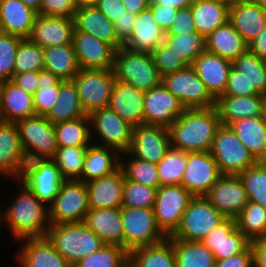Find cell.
<instances>
[{"label": "cell", "instance_id": "cell-1", "mask_svg": "<svg viewBox=\"0 0 266 267\" xmlns=\"http://www.w3.org/2000/svg\"><path fill=\"white\" fill-rule=\"evenodd\" d=\"M16 186L20 189L14 195V200L0 210V225H6L14 242L25 238L45 237L51 226L49 206L40 201L25 184Z\"/></svg>", "mask_w": 266, "mask_h": 267}, {"label": "cell", "instance_id": "cell-2", "mask_svg": "<svg viewBox=\"0 0 266 267\" xmlns=\"http://www.w3.org/2000/svg\"><path fill=\"white\" fill-rule=\"evenodd\" d=\"M220 125L216 107L186 109L168 128L171 147L185 152H209Z\"/></svg>", "mask_w": 266, "mask_h": 267}, {"label": "cell", "instance_id": "cell-3", "mask_svg": "<svg viewBox=\"0 0 266 267\" xmlns=\"http://www.w3.org/2000/svg\"><path fill=\"white\" fill-rule=\"evenodd\" d=\"M46 237L72 266L84 257L98 251L105 244L83 222L51 224Z\"/></svg>", "mask_w": 266, "mask_h": 267}, {"label": "cell", "instance_id": "cell-4", "mask_svg": "<svg viewBox=\"0 0 266 267\" xmlns=\"http://www.w3.org/2000/svg\"><path fill=\"white\" fill-rule=\"evenodd\" d=\"M113 71L117 81L144 92L157 87L162 80L151 54L136 52L125 46L115 50Z\"/></svg>", "mask_w": 266, "mask_h": 267}, {"label": "cell", "instance_id": "cell-5", "mask_svg": "<svg viewBox=\"0 0 266 267\" xmlns=\"http://www.w3.org/2000/svg\"><path fill=\"white\" fill-rule=\"evenodd\" d=\"M210 153L222 175H239L257 162L230 126L217 128Z\"/></svg>", "mask_w": 266, "mask_h": 267}, {"label": "cell", "instance_id": "cell-6", "mask_svg": "<svg viewBox=\"0 0 266 267\" xmlns=\"http://www.w3.org/2000/svg\"><path fill=\"white\" fill-rule=\"evenodd\" d=\"M124 249L162 242L167 236L158 227L153 208L121 207Z\"/></svg>", "mask_w": 266, "mask_h": 267}, {"label": "cell", "instance_id": "cell-7", "mask_svg": "<svg viewBox=\"0 0 266 267\" xmlns=\"http://www.w3.org/2000/svg\"><path fill=\"white\" fill-rule=\"evenodd\" d=\"M225 219L204 196L194 197L182 215L179 228L170 238L201 241Z\"/></svg>", "mask_w": 266, "mask_h": 267}, {"label": "cell", "instance_id": "cell-8", "mask_svg": "<svg viewBox=\"0 0 266 267\" xmlns=\"http://www.w3.org/2000/svg\"><path fill=\"white\" fill-rule=\"evenodd\" d=\"M89 118L93 144L115 149L120 154L129 151L133 127L116 112L109 107L101 108L89 114Z\"/></svg>", "mask_w": 266, "mask_h": 267}, {"label": "cell", "instance_id": "cell-9", "mask_svg": "<svg viewBox=\"0 0 266 267\" xmlns=\"http://www.w3.org/2000/svg\"><path fill=\"white\" fill-rule=\"evenodd\" d=\"M113 68L80 69L73 77L78 96L86 115L109 105L114 82Z\"/></svg>", "mask_w": 266, "mask_h": 267}, {"label": "cell", "instance_id": "cell-10", "mask_svg": "<svg viewBox=\"0 0 266 267\" xmlns=\"http://www.w3.org/2000/svg\"><path fill=\"white\" fill-rule=\"evenodd\" d=\"M161 83L186 109H208L215 107L211 96L192 66L164 75Z\"/></svg>", "mask_w": 266, "mask_h": 267}, {"label": "cell", "instance_id": "cell-11", "mask_svg": "<svg viewBox=\"0 0 266 267\" xmlns=\"http://www.w3.org/2000/svg\"><path fill=\"white\" fill-rule=\"evenodd\" d=\"M193 198L182 185H165L157 189L153 212L158 227L167 237L179 228L182 215Z\"/></svg>", "mask_w": 266, "mask_h": 267}, {"label": "cell", "instance_id": "cell-12", "mask_svg": "<svg viewBox=\"0 0 266 267\" xmlns=\"http://www.w3.org/2000/svg\"><path fill=\"white\" fill-rule=\"evenodd\" d=\"M88 211L86 183L79 180H66L61 191L49 205L50 223H81Z\"/></svg>", "mask_w": 266, "mask_h": 267}, {"label": "cell", "instance_id": "cell-13", "mask_svg": "<svg viewBox=\"0 0 266 267\" xmlns=\"http://www.w3.org/2000/svg\"><path fill=\"white\" fill-rule=\"evenodd\" d=\"M170 148L171 140L167 127L147 124L133 127L128 151L133 157L157 164Z\"/></svg>", "mask_w": 266, "mask_h": 267}, {"label": "cell", "instance_id": "cell-14", "mask_svg": "<svg viewBox=\"0 0 266 267\" xmlns=\"http://www.w3.org/2000/svg\"><path fill=\"white\" fill-rule=\"evenodd\" d=\"M226 218L235 219L249 202L239 175H222L204 196Z\"/></svg>", "mask_w": 266, "mask_h": 267}, {"label": "cell", "instance_id": "cell-15", "mask_svg": "<svg viewBox=\"0 0 266 267\" xmlns=\"http://www.w3.org/2000/svg\"><path fill=\"white\" fill-rule=\"evenodd\" d=\"M222 176L209 152H187L186 169L181 185L194 197L205 196Z\"/></svg>", "mask_w": 266, "mask_h": 267}, {"label": "cell", "instance_id": "cell-16", "mask_svg": "<svg viewBox=\"0 0 266 267\" xmlns=\"http://www.w3.org/2000/svg\"><path fill=\"white\" fill-rule=\"evenodd\" d=\"M186 110L178 98L161 83L144 95V124L169 128Z\"/></svg>", "mask_w": 266, "mask_h": 267}, {"label": "cell", "instance_id": "cell-17", "mask_svg": "<svg viewBox=\"0 0 266 267\" xmlns=\"http://www.w3.org/2000/svg\"><path fill=\"white\" fill-rule=\"evenodd\" d=\"M22 148L37 151L52 159L58 148L54 124L45 116L35 115L15 122Z\"/></svg>", "mask_w": 266, "mask_h": 267}, {"label": "cell", "instance_id": "cell-18", "mask_svg": "<svg viewBox=\"0 0 266 267\" xmlns=\"http://www.w3.org/2000/svg\"><path fill=\"white\" fill-rule=\"evenodd\" d=\"M73 47L80 69L113 68L115 49L91 34L74 31Z\"/></svg>", "mask_w": 266, "mask_h": 267}, {"label": "cell", "instance_id": "cell-19", "mask_svg": "<svg viewBox=\"0 0 266 267\" xmlns=\"http://www.w3.org/2000/svg\"><path fill=\"white\" fill-rule=\"evenodd\" d=\"M201 242L214 254L216 260L244 252L251 241L237 228L235 219L226 218Z\"/></svg>", "mask_w": 266, "mask_h": 267}, {"label": "cell", "instance_id": "cell-20", "mask_svg": "<svg viewBox=\"0 0 266 267\" xmlns=\"http://www.w3.org/2000/svg\"><path fill=\"white\" fill-rule=\"evenodd\" d=\"M73 33V19L38 14L27 39L46 48L72 43Z\"/></svg>", "mask_w": 266, "mask_h": 267}, {"label": "cell", "instance_id": "cell-21", "mask_svg": "<svg viewBox=\"0 0 266 267\" xmlns=\"http://www.w3.org/2000/svg\"><path fill=\"white\" fill-rule=\"evenodd\" d=\"M18 243L21 245L16 252L15 260L20 267H73L53 247L46 236L25 238Z\"/></svg>", "mask_w": 266, "mask_h": 267}, {"label": "cell", "instance_id": "cell-22", "mask_svg": "<svg viewBox=\"0 0 266 267\" xmlns=\"http://www.w3.org/2000/svg\"><path fill=\"white\" fill-rule=\"evenodd\" d=\"M192 67L215 100L224 94L232 69L231 61L205 50L194 60Z\"/></svg>", "mask_w": 266, "mask_h": 267}, {"label": "cell", "instance_id": "cell-23", "mask_svg": "<svg viewBox=\"0 0 266 267\" xmlns=\"http://www.w3.org/2000/svg\"><path fill=\"white\" fill-rule=\"evenodd\" d=\"M144 95L130 84L115 81L108 107L132 127L144 124Z\"/></svg>", "mask_w": 266, "mask_h": 267}, {"label": "cell", "instance_id": "cell-24", "mask_svg": "<svg viewBox=\"0 0 266 267\" xmlns=\"http://www.w3.org/2000/svg\"><path fill=\"white\" fill-rule=\"evenodd\" d=\"M125 176L121 168L86 183L89 209L121 208Z\"/></svg>", "mask_w": 266, "mask_h": 267}, {"label": "cell", "instance_id": "cell-25", "mask_svg": "<svg viewBox=\"0 0 266 267\" xmlns=\"http://www.w3.org/2000/svg\"><path fill=\"white\" fill-rule=\"evenodd\" d=\"M229 21L249 44L266 26V10L254 0H242L229 6Z\"/></svg>", "mask_w": 266, "mask_h": 267}, {"label": "cell", "instance_id": "cell-26", "mask_svg": "<svg viewBox=\"0 0 266 267\" xmlns=\"http://www.w3.org/2000/svg\"><path fill=\"white\" fill-rule=\"evenodd\" d=\"M83 223L105 244L124 248L121 208L89 209Z\"/></svg>", "mask_w": 266, "mask_h": 267}, {"label": "cell", "instance_id": "cell-27", "mask_svg": "<svg viewBox=\"0 0 266 267\" xmlns=\"http://www.w3.org/2000/svg\"><path fill=\"white\" fill-rule=\"evenodd\" d=\"M266 95L220 96L215 107L218 110L220 124L230 126L243 118L261 117Z\"/></svg>", "mask_w": 266, "mask_h": 267}, {"label": "cell", "instance_id": "cell-28", "mask_svg": "<svg viewBox=\"0 0 266 267\" xmlns=\"http://www.w3.org/2000/svg\"><path fill=\"white\" fill-rule=\"evenodd\" d=\"M33 96L11 81L0 82V118L5 122L35 116Z\"/></svg>", "mask_w": 266, "mask_h": 267}, {"label": "cell", "instance_id": "cell-29", "mask_svg": "<svg viewBox=\"0 0 266 267\" xmlns=\"http://www.w3.org/2000/svg\"><path fill=\"white\" fill-rule=\"evenodd\" d=\"M72 19L74 31L91 34L115 50L123 46L117 39L114 22L96 7L77 9Z\"/></svg>", "mask_w": 266, "mask_h": 267}, {"label": "cell", "instance_id": "cell-30", "mask_svg": "<svg viewBox=\"0 0 266 267\" xmlns=\"http://www.w3.org/2000/svg\"><path fill=\"white\" fill-rule=\"evenodd\" d=\"M37 15L21 0H0V31L27 39Z\"/></svg>", "mask_w": 266, "mask_h": 267}, {"label": "cell", "instance_id": "cell-31", "mask_svg": "<svg viewBox=\"0 0 266 267\" xmlns=\"http://www.w3.org/2000/svg\"><path fill=\"white\" fill-rule=\"evenodd\" d=\"M164 38L165 31L157 24L152 11L148 8L137 14L131 38L124 46L136 52L151 54Z\"/></svg>", "mask_w": 266, "mask_h": 267}, {"label": "cell", "instance_id": "cell-32", "mask_svg": "<svg viewBox=\"0 0 266 267\" xmlns=\"http://www.w3.org/2000/svg\"><path fill=\"white\" fill-rule=\"evenodd\" d=\"M205 41L207 51L231 62L248 51V43L230 21L216 28Z\"/></svg>", "mask_w": 266, "mask_h": 267}, {"label": "cell", "instance_id": "cell-33", "mask_svg": "<svg viewBox=\"0 0 266 267\" xmlns=\"http://www.w3.org/2000/svg\"><path fill=\"white\" fill-rule=\"evenodd\" d=\"M120 157L117 150L92 143L87 148L81 181L87 183L117 171L120 168Z\"/></svg>", "mask_w": 266, "mask_h": 267}, {"label": "cell", "instance_id": "cell-34", "mask_svg": "<svg viewBox=\"0 0 266 267\" xmlns=\"http://www.w3.org/2000/svg\"><path fill=\"white\" fill-rule=\"evenodd\" d=\"M65 181L55 162L49 159L29 178L25 185L40 201L49 206L61 191Z\"/></svg>", "mask_w": 266, "mask_h": 267}, {"label": "cell", "instance_id": "cell-35", "mask_svg": "<svg viewBox=\"0 0 266 267\" xmlns=\"http://www.w3.org/2000/svg\"><path fill=\"white\" fill-rule=\"evenodd\" d=\"M196 31L206 38L229 21V5L215 0H196L191 6Z\"/></svg>", "mask_w": 266, "mask_h": 267}, {"label": "cell", "instance_id": "cell-36", "mask_svg": "<svg viewBox=\"0 0 266 267\" xmlns=\"http://www.w3.org/2000/svg\"><path fill=\"white\" fill-rule=\"evenodd\" d=\"M128 267H176L173 239L135 248L129 252Z\"/></svg>", "mask_w": 266, "mask_h": 267}, {"label": "cell", "instance_id": "cell-37", "mask_svg": "<svg viewBox=\"0 0 266 267\" xmlns=\"http://www.w3.org/2000/svg\"><path fill=\"white\" fill-rule=\"evenodd\" d=\"M85 115L79 100L76 84L73 80L62 81L59 87L58 99L45 117L51 123L56 124Z\"/></svg>", "mask_w": 266, "mask_h": 267}, {"label": "cell", "instance_id": "cell-38", "mask_svg": "<svg viewBox=\"0 0 266 267\" xmlns=\"http://www.w3.org/2000/svg\"><path fill=\"white\" fill-rule=\"evenodd\" d=\"M44 69L61 80H73L80 67L73 43L44 48Z\"/></svg>", "mask_w": 266, "mask_h": 267}, {"label": "cell", "instance_id": "cell-39", "mask_svg": "<svg viewBox=\"0 0 266 267\" xmlns=\"http://www.w3.org/2000/svg\"><path fill=\"white\" fill-rule=\"evenodd\" d=\"M250 154L258 161L266 152V126L261 117L243 118L230 125Z\"/></svg>", "mask_w": 266, "mask_h": 267}, {"label": "cell", "instance_id": "cell-40", "mask_svg": "<svg viewBox=\"0 0 266 267\" xmlns=\"http://www.w3.org/2000/svg\"><path fill=\"white\" fill-rule=\"evenodd\" d=\"M176 267H214L213 252L201 241L173 239Z\"/></svg>", "mask_w": 266, "mask_h": 267}, {"label": "cell", "instance_id": "cell-41", "mask_svg": "<svg viewBox=\"0 0 266 267\" xmlns=\"http://www.w3.org/2000/svg\"><path fill=\"white\" fill-rule=\"evenodd\" d=\"M54 130L58 147L89 146L93 143L89 115L56 123Z\"/></svg>", "mask_w": 266, "mask_h": 267}, {"label": "cell", "instance_id": "cell-42", "mask_svg": "<svg viewBox=\"0 0 266 267\" xmlns=\"http://www.w3.org/2000/svg\"><path fill=\"white\" fill-rule=\"evenodd\" d=\"M22 149L17 126L14 122H0V177L5 180L12 172Z\"/></svg>", "mask_w": 266, "mask_h": 267}, {"label": "cell", "instance_id": "cell-43", "mask_svg": "<svg viewBox=\"0 0 266 267\" xmlns=\"http://www.w3.org/2000/svg\"><path fill=\"white\" fill-rule=\"evenodd\" d=\"M120 168L125 179L158 189L160 180L157 164L133 157L129 152L121 154Z\"/></svg>", "mask_w": 266, "mask_h": 267}, {"label": "cell", "instance_id": "cell-44", "mask_svg": "<svg viewBox=\"0 0 266 267\" xmlns=\"http://www.w3.org/2000/svg\"><path fill=\"white\" fill-rule=\"evenodd\" d=\"M187 66L206 50L205 38L196 30L180 35L165 36L163 41Z\"/></svg>", "mask_w": 266, "mask_h": 267}, {"label": "cell", "instance_id": "cell-45", "mask_svg": "<svg viewBox=\"0 0 266 267\" xmlns=\"http://www.w3.org/2000/svg\"><path fill=\"white\" fill-rule=\"evenodd\" d=\"M235 221L250 241L266 238V209L258 203L249 201Z\"/></svg>", "mask_w": 266, "mask_h": 267}, {"label": "cell", "instance_id": "cell-46", "mask_svg": "<svg viewBox=\"0 0 266 267\" xmlns=\"http://www.w3.org/2000/svg\"><path fill=\"white\" fill-rule=\"evenodd\" d=\"M88 146L58 147L52 160L65 180L81 181Z\"/></svg>", "mask_w": 266, "mask_h": 267}, {"label": "cell", "instance_id": "cell-47", "mask_svg": "<svg viewBox=\"0 0 266 267\" xmlns=\"http://www.w3.org/2000/svg\"><path fill=\"white\" fill-rule=\"evenodd\" d=\"M39 89L33 95L36 115L46 116L55 105L63 81L48 70L38 72Z\"/></svg>", "mask_w": 266, "mask_h": 267}, {"label": "cell", "instance_id": "cell-48", "mask_svg": "<svg viewBox=\"0 0 266 267\" xmlns=\"http://www.w3.org/2000/svg\"><path fill=\"white\" fill-rule=\"evenodd\" d=\"M187 163V152L171 147L157 163L160 186L181 185Z\"/></svg>", "mask_w": 266, "mask_h": 267}, {"label": "cell", "instance_id": "cell-49", "mask_svg": "<svg viewBox=\"0 0 266 267\" xmlns=\"http://www.w3.org/2000/svg\"><path fill=\"white\" fill-rule=\"evenodd\" d=\"M129 253L122 247L104 244L73 267H128Z\"/></svg>", "mask_w": 266, "mask_h": 267}, {"label": "cell", "instance_id": "cell-50", "mask_svg": "<svg viewBox=\"0 0 266 267\" xmlns=\"http://www.w3.org/2000/svg\"><path fill=\"white\" fill-rule=\"evenodd\" d=\"M232 67L244 74L250 85L266 95V60L257 57L249 50L232 62Z\"/></svg>", "mask_w": 266, "mask_h": 267}, {"label": "cell", "instance_id": "cell-51", "mask_svg": "<svg viewBox=\"0 0 266 267\" xmlns=\"http://www.w3.org/2000/svg\"><path fill=\"white\" fill-rule=\"evenodd\" d=\"M44 69V48L23 39L17 49L14 62V74Z\"/></svg>", "mask_w": 266, "mask_h": 267}, {"label": "cell", "instance_id": "cell-52", "mask_svg": "<svg viewBox=\"0 0 266 267\" xmlns=\"http://www.w3.org/2000/svg\"><path fill=\"white\" fill-rule=\"evenodd\" d=\"M47 160L49 159L44 154L22 148L7 179L10 183L13 181V184H25Z\"/></svg>", "mask_w": 266, "mask_h": 267}, {"label": "cell", "instance_id": "cell-53", "mask_svg": "<svg viewBox=\"0 0 266 267\" xmlns=\"http://www.w3.org/2000/svg\"><path fill=\"white\" fill-rule=\"evenodd\" d=\"M249 201H253L266 209V167L258 161L239 174Z\"/></svg>", "mask_w": 266, "mask_h": 267}, {"label": "cell", "instance_id": "cell-54", "mask_svg": "<svg viewBox=\"0 0 266 267\" xmlns=\"http://www.w3.org/2000/svg\"><path fill=\"white\" fill-rule=\"evenodd\" d=\"M156 188L125 179L123 187V207L153 208Z\"/></svg>", "mask_w": 266, "mask_h": 267}, {"label": "cell", "instance_id": "cell-55", "mask_svg": "<svg viewBox=\"0 0 266 267\" xmlns=\"http://www.w3.org/2000/svg\"><path fill=\"white\" fill-rule=\"evenodd\" d=\"M21 37L0 31V82L10 81L14 75V62Z\"/></svg>", "mask_w": 266, "mask_h": 267}, {"label": "cell", "instance_id": "cell-56", "mask_svg": "<svg viewBox=\"0 0 266 267\" xmlns=\"http://www.w3.org/2000/svg\"><path fill=\"white\" fill-rule=\"evenodd\" d=\"M161 77L187 67V65L164 43H160L151 53Z\"/></svg>", "mask_w": 266, "mask_h": 267}, {"label": "cell", "instance_id": "cell-57", "mask_svg": "<svg viewBox=\"0 0 266 267\" xmlns=\"http://www.w3.org/2000/svg\"><path fill=\"white\" fill-rule=\"evenodd\" d=\"M256 94L261 93L254 86L250 85L249 80L244 74L232 67L226 90L222 96H251Z\"/></svg>", "mask_w": 266, "mask_h": 267}, {"label": "cell", "instance_id": "cell-58", "mask_svg": "<svg viewBox=\"0 0 266 267\" xmlns=\"http://www.w3.org/2000/svg\"><path fill=\"white\" fill-rule=\"evenodd\" d=\"M76 10L74 0H42L37 14L72 19Z\"/></svg>", "mask_w": 266, "mask_h": 267}, {"label": "cell", "instance_id": "cell-59", "mask_svg": "<svg viewBox=\"0 0 266 267\" xmlns=\"http://www.w3.org/2000/svg\"><path fill=\"white\" fill-rule=\"evenodd\" d=\"M195 30L191 7L181 8L177 10L174 23L167 29L165 36L180 35V33H188Z\"/></svg>", "mask_w": 266, "mask_h": 267}, {"label": "cell", "instance_id": "cell-60", "mask_svg": "<svg viewBox=\"0 0 266 267\" xmlns=\"http://www.w3.org/2000/svg\"><path fill=\"white\" fill-rule=\"evenodd\" d=\"M137 15L126 10L120 18L114 21L118 41L124 46L131 38L132 29Z\"/></svg>", "mask_w": 266, "mask_h": 267}, {"label": "cell", "instance_id": "cell-61", "mask_svg": "<svg viewBox=\"0 0 266 267\" xmlns=\"http://www.w3.org/2000/svg\"><path fill=\"white\" fill-rule=\"evenodd\" d=\"M157 24L166 32L176 17L177 8L167 6L149 5Z\"/></svg>", "mask_w": 266, "mask_h": 267}, {"label": "cell", "instance_id": "cell-62", "mask_svg": "<svg viewBox=\"0 0 266 267\" xmlns=\"http://www.w3.org/2000/svg\"><path fill=\"white\" fill-rule=\"evenodd\" d=\"M214 267H254L251 246H249L240 254L221 260H216Z\"/></svg>", "mask_w": 266, "mask_h": 267}, {"label": "cell", "instance_id": "cell-63", "mask_svg": "<svg viewBox=\"0 0 266 267\" xmlns=\"http://www.w3.org/2000/svg\"><path fill=\"white\" fill-rule=\"evenodd\" d=\"M10 81L32 96L39 89L38 71L14 74Z\"/></svg>", "mask_w": 266, "mask_h": 267}, {"label": "cell", "instance_id": "cell-64", "mask_svg": "<svg viewBox=\"0 0 266 267\" xmlns=\"http://www.w3.org/2000/svg\"><path fill=\"white\" fill-rule=\"evenodd\" d=\"M96 8L112 22L125 14V11L127 10L123 0H99Z\"/></svg>", "mask_w": 266, "mask_h": 267}, {"label": "cell", "instance_id": "cell-65", "mask_svg": "<svg viewBox=\"0 0 266 267\" xmlns=\"http://www.w3.org/2000/svg\"><path fill=\"white\" fill-rule=\"evenodd\" d=\"M254 267H266V240L251 241Z\"/></svg>", "mask_w": 266, "mask_h": 267}, {"label": "cell", "instance_id": "cell-66", "mask_svg": "<svg viewBox=\"0 0 266 267\" xmlns=\"http://www.w3.org/2000/svg\"><path fill=\"white\" fill-rule=\"evenodd\" d=\"M248 50L257 57L266 60V26L264 30L248 44Z\"/></svg>", "mask_w": 266, "mask_h": 267}, {"label": "cell", "instance_id": "cell-67", "mask_svg": "<svg viewBox=\"0 0 266 267\" xmlns=\"http://www.w3.org/2000/svg\"><path fill=\"white\" fill-rule=\"evenodd\" d=\"M196 0H151L150 5L169 6L177 9L191 7Z\"/></svg>", "mask_w": 266, "mask_h": 267}, {"label": "cell", "instance_id": "cell-68", "mask_svg": "<svg viewBox=\"0 0 266 267\" xmlns=\"http://www.w3.org/2000/svg\"><path fill=\"white\" fill-rule=\"evenodd\" d=\"M151 0H123L126 9L134 14H139L149 8Z\"/></svg>", "mask_w": 266, "mask_h": 267}, {"label": "cell", "instance_id": "cell-69", "mask_svg": "<svg viewBox=\"0 0 266 267\" xmlns=\"http://www.w3.org/2000/svg\"><path fill=\"white\" fill-rule=\"evenodd\" d=\"M77 9L96 7L99 0H74Z\"/></svg>", "mask_w": 266, "mask_h": 267}, {"label": "cell", "instance_id": "cell-70", "mask_svg": "<svg viewBox=\"0 0 266 267\" xmlns=\"http://www.w3.org/2000/svg\"><path fill=\"white\" fill-rule=\"evenodd\" d=\"M21 1H23L28 7L32 8L37 13L40 11L42 0H21Z\"/></svg>", "mask_w": 266, "mask_h": 267}, {"label": "cell", "instance_id": "cell-71", "mask_svg": "<svg viewBox=\"0 0 266 267\" xmlns=\"http://www.w3.org/2000/svg\"><path fill=\"white\" fill-rule=\"evenodd\" d=\"M261 118L263 120L264 125L266 126V101L264 102L262 106Z\"/></svg>", "mask_w": 266, "mask_h": 267}, {"label": "cell", "instance_id": "cell-72", "mask_svg": "<svg viewBox=\"0 0 266 267\" xmlns=\"http://www.w3.org/2000/svg\"><path fill=\"white\" fill-rule=\"evenodd\" d=\"M215 1H219V2H222V3H225L227 5H232L233 3H236L238 1H242V0H215Z\"/></svg>", "mask_w": 266, "mask_h": 267}, {"label": "cell", "instance_id": "cell-73", "mask_svg": "<svg viewBox=\"0 0 266 267\" xmlns=\"http://www.w3.org/2000/svg\"><path fill=\"white\" fill-rule=\"evenodd\" d=\"M258 162H259L263 167H266V152L262 155V157L258 160Z\"/></svg>", "mask_w": 266, "mask_h": 267}, {"label": "cell", "instance_id": "cell-74", "mask_svg": "<svg viewBox=\"0 0 266 267\" xmlns=\"http://www.w3.org/2000/svg\"><path fill=\"white\" fill-rule=\"evenodd\" d=\"M259 6L266 10V0H254Z\"/></svg>", "mask_w": 266, "mask_h": 267}]
</instances>
